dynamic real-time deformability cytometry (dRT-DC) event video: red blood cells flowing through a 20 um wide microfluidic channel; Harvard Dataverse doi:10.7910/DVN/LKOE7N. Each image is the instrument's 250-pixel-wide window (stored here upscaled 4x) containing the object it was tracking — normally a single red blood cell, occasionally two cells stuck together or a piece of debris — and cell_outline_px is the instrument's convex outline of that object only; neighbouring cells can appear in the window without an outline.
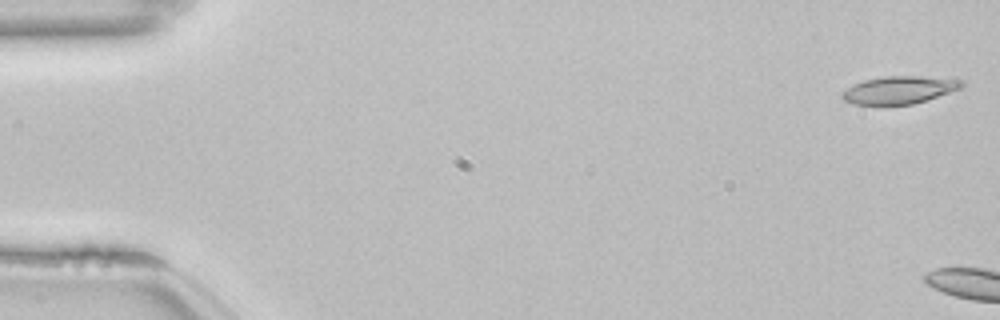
{"species": "common noctule bat (a hibernating species)", "species_latin": "Nyctalus noctula", "temperature_condition": "room temperature", "stored_images_in_passage": 15, "camera_frame_rate_fps": 3000, "um_per_image_px": 0.085, "animal": {"sex": "female", "body_mass_g": 22.7, "forearm_length_mm": 54.2}, "frame": {"image": 1, "passage_image": 1, "time_ms": 0.0, "image_size_px": [1000, 320], "cell_outline_px": [[964, 84], [960, 88], [912, 104], [884, 108], [856, 104], [844, 100], [840, 96], [840, 92], [864, 80], [884, 76], [920, 76], [964, 80]], "centroid_in_image_um": [76.35, 7.68], "position_along_channel_um": 8.6, "area_um2": 19.59}}
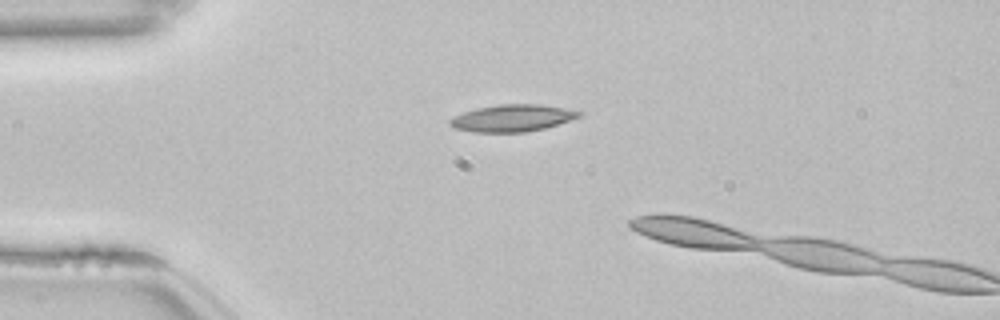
{"frame": {"image": 2, "passage_image": 13, "time_ms": 4.0, "image_size_px": [1000, 320], "cell_outline_px": [[584, 112], [580, 116], [544, 128], [524, 132], [472, 132], [456, 128], [448, 124], [448, 120], [452, 116], [476, 108], [500, 104], [540, 104], [564, 108]], "centroid_in_image_um": [43.49, 10.03], "position_along_channel_um": 41.5, "area_um2": 20.17}}